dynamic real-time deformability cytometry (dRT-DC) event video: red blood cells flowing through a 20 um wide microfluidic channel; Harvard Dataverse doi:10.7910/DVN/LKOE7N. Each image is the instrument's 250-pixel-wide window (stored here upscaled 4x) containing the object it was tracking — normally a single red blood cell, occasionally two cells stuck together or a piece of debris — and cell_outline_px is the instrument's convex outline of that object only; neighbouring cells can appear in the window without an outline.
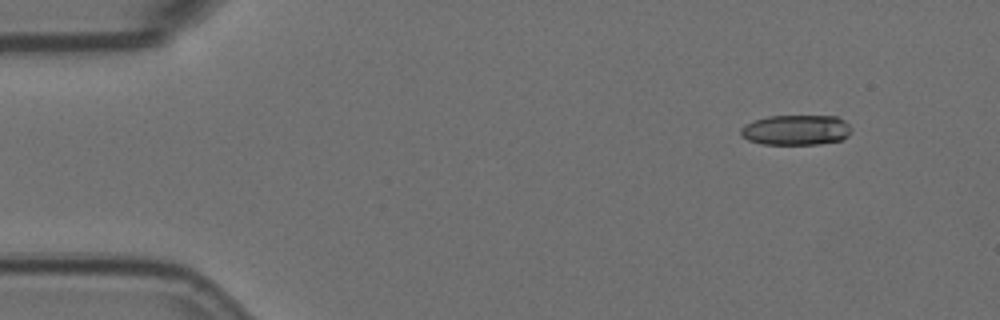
{"species": "Egyptian fruit bat (a non-hibernating species)", "species_latin": "Rousettus aegyptiacus", "temperature_condition": "room temperature", "stored_images_in_passage": 5, "camera_frame_rate_fps": 3000, "um_per_image_px": 0.085, "animal": {"sex": "female"}, "frame": {"image": 1, "passage_image": 2, "time_ms": 0.333, "image_size_px": [1000, 320], "cell_outline_px": [[852, 128], [848, 136], [844, 140], [820, 144], [764, 144], [748, 140], [740, 136], [740, 128], [744, 124], [768, 116], [836, 116], [844, 120]], "centroid_in_image_um": [67.67, 11.05], "position_along_channel_um": 17.3, "area_um2": 19.65}}
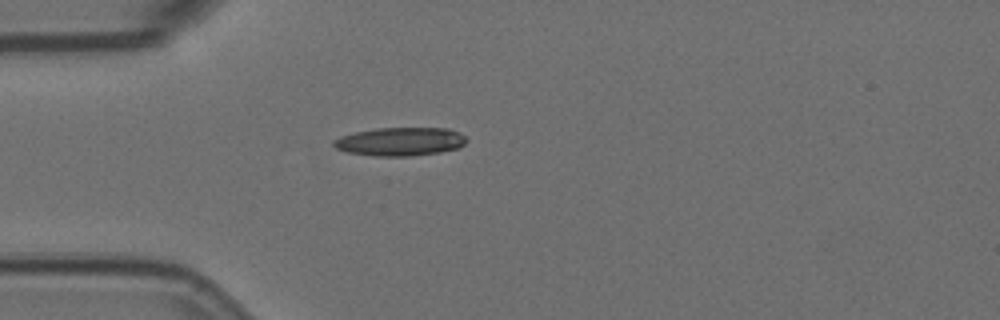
{"frame": {"image": 2, "passage_image": 5, "time_ms": 1.333, "image_size_px": [1000, 320], "cell_outline_px": [[468, 140], [460, 148], [440, 152], [412, 156], [372, 156], [348, 152], [336, 148], [332, 144], [332, 140], [340, 136], [356, 132], [376, 128], [448, 128], [460, 132]], "centroid_in_image_um": [34.03, 12.03], "position_along_channel_um": 51.0, "area_um2": 22.2}}